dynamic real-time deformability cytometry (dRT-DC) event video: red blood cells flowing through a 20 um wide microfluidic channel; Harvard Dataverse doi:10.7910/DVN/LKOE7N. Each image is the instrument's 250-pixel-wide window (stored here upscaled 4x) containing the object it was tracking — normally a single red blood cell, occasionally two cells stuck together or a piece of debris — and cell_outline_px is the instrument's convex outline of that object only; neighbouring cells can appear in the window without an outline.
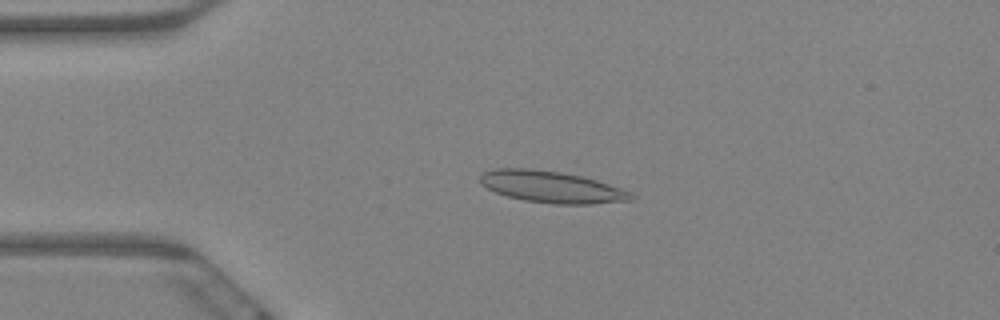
{"species": "Egyptian fruit bat (a non-hibernating species)", "species_latin": "Rousettus aegyptiacus", "temperature_condition": "warm", "stored_images_in_passage": 58, "camera_frame_rate_fps": 3000, "um_per_image_px": 0.085, "animal": {"sex": "female"}, "frame": {"image": 1, "passage_image": 9, "time_ms": 2.667, "image_size_px": [1000, 320], "cell_outline_px": [[636, 196], [632, 200], [592, 204], [552, 204], [524, 200], [508, 196], [496, 192], [480, 184], [480, 172], [492, 168], [576, 160], [632, 192]], "centroid_in_image_um": [47.17, 15.63], "position_along_channel_um": 37.8, "area_um2": 34.28}}
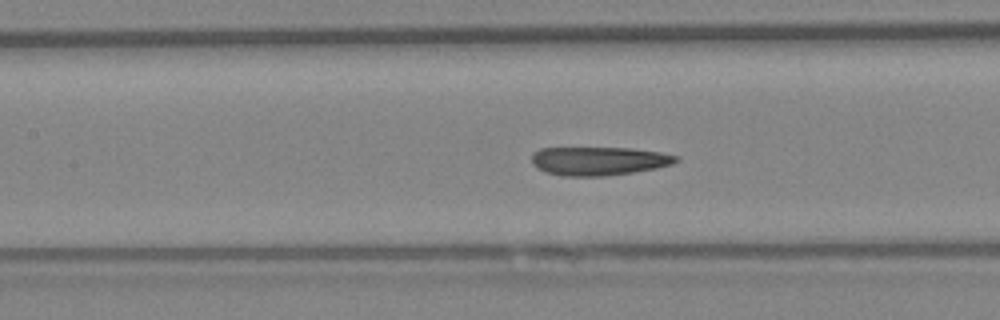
{"frame": {"image": 2, "passage_image": 23, "time_ms": 7.333, "image_size_px": [1000, 320], "cell_outline_px": [[680, 160], [672, 164], [656, 168], [632, 172], [604, 176], [564, 176], [544, 172], [536, 168], [532, 164], [532, 152], [540, 148], [632, 148], [660, 152], [680, 156]], "centroid_in_image_um": [50.88, 13.68], "position_along_channel_um": 156.5, "area_um2": 24.22}}
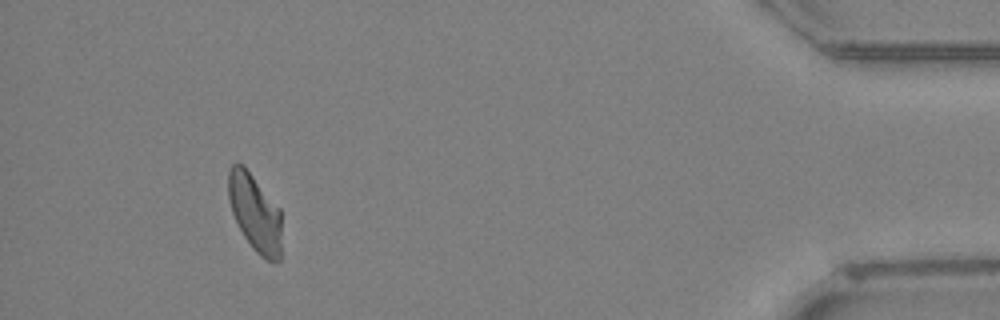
{"frame": {"image": 3, "passage_image": 53, "time_ms": 17.333, "image_size_px": [1000, 320], "cell_outline_px": [[280, 260], [272, 264], [260, 256], [252, 248], [244, 236], [232, 212], [228, 196], [228, 172], [232, 164], [236, 160], [244, 164], [280, 208]], "centroid_in_image_um": [21.66, 18.05], "position_along_channel_um": 413.5, "area_um2": 24.28}, "authors_computed_cell_mechanics": {"area_um2": 24.8829, "velocity_mm_per_s": 3.2169, "shape_relaxation_time_tau1_ms": null, "shape_relaxation_time_tau2_ms": 5.7202, "deformation_change_tau1": null, "deformation_change_tau2": 0.1453}}